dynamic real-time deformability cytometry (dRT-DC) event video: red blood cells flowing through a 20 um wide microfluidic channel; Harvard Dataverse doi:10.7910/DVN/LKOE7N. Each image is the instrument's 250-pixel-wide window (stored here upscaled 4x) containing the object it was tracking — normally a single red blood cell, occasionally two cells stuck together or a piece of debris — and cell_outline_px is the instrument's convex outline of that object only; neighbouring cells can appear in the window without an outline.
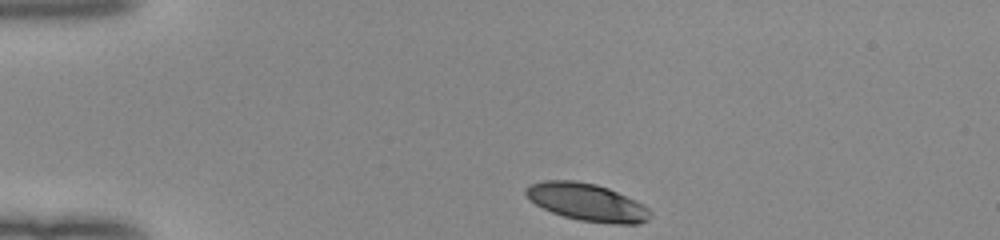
{"species": "human", "species_latin": "Homo sapiens", "temperature_condition": "room temperature", "stored_images_in_passage": 34, "camera_frame_rate_fps": 3000, "um_per_image_px": 0.085, "donor": {"sex": "female"}, "frame": {"image": 1, "passage_image": 1, "time_ms": 0.0, "image_size_px": [1000, 240], "cell_outline_px": [[652, 216], [648, 220], [636, 224], [616, 224], [580, 220], [564, 216], [552, 212], [536, 204], [524, 192], [524, 188], [528, 184], [544, 180], [572, 180], [596, 184], [608, 188], [648, 208], [652, 212]], "centroid_in_image_um": [49.87, 17.18], "position_along_channel_um": 35.1, "area_um2": 26.82}}
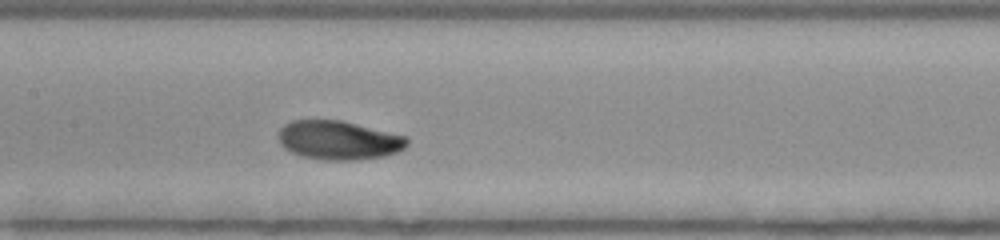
{"frame": {"image": 2, "passage_image": 16, "time_ms": 5.0, "image_size_px": [1000, 240], "cell_outline_px": [[408, 144], [404, 148], [396, 152], [384, 156], [356, 160], [324, 160], [300, 156], [284, 148], [280, 144], [276, 136], [280, 128], [284, 124], [292, 120], [340, 120], [408, 136]], "centroid_in_image_um": [28.76, 11.92], "position_along_channel_um": 178.6, "area_um2": 29.42}}
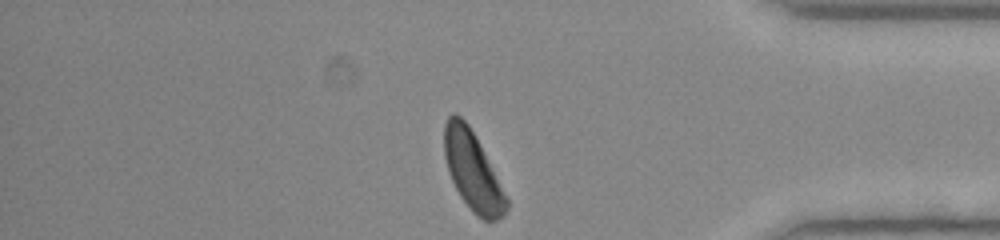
{"frame": {"image": 3, "passage_image": 34, "time_ms": 11.0, "image_size_px": [1000, 240], "cell_outline_px": [[508, 208], [504, 216], [496, 220], [484, 220], [476, 216], [460, 196], [448, 172], [444, 156], [444, 124], [448, 116], [452, 112], [456, 112], [468, 124], [480, 144], [508, 200]], "centroid_in_image_um": [40.15, 14.52], "position_along_channel_um": 395.0, "area_um2": 28.26}, "authors_computed_cell_mechanics": {"area_um2": 28.6977, "velocity_mm_per_s": 3.9736, "shape_relaxation_time_tau1_ms": 2.7527, "shape_relaxation_time_tau2_ms": null, "deformation_change_tau1": 0.1557, "deformation_change_tau2": null}}